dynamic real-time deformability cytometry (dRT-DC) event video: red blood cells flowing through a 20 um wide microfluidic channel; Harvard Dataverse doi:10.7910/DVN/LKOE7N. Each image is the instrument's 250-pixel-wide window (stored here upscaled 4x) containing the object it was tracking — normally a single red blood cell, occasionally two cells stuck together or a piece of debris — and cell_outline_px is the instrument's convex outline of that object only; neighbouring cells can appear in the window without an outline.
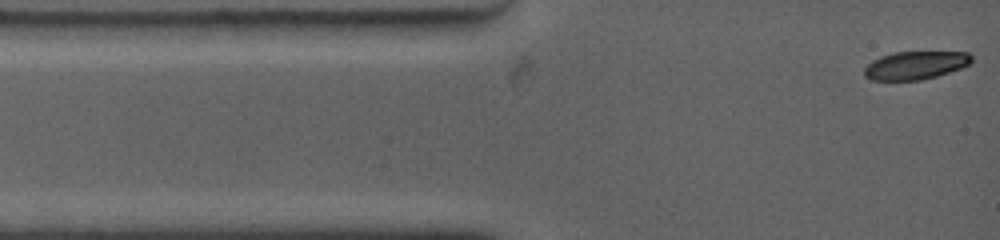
{"species": "common noctule bat (a hibernating species)", "species_latin": "Nyctalus noctula", "temperature_condition": "warm", "stored_images_in_passage": 68, "camera_frame_rate_fps": 4500, "um_per_image_px": 0.085, "animal": {"sex": "female", "body_mass_g": 19.0, "forearm_length_mm": 53.3}, "frame": {"image": 1, "passage_image": 1, "time_ms": 0.0, "image_size_px": [1000, 240], "cell_outline_px": [[972, 60], [968, 64], [960, 68], [936, 76], [920, 80], [872, 80], [864, 76], [864, 68], [872, 60], [880, 56], [896, 52], [968, 52], [972, 56]], "centroid_in_image_um": [77.78, 5.55], "position_along_channel_um": 7.2, "area_um2": 17.46}}
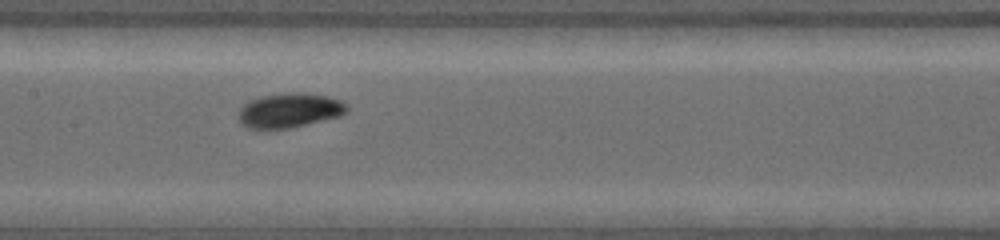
{"frame": {"image": 2, "passage_image": 27, "time_ms": 5.778, "image_size_px": [1000, 240], "cell_outline_px": [[348, 108], [340, 116], [288, 128], [248, 128], [240, 120], [240, 108], [244, 104], [252, 100], [264, 96], [296, 92], [328, 96], [340, 100]], "centroid_in_image_um": [24.62, 9.38], "position_along_channel_um": 182.8, "area_um2": 21.04}}
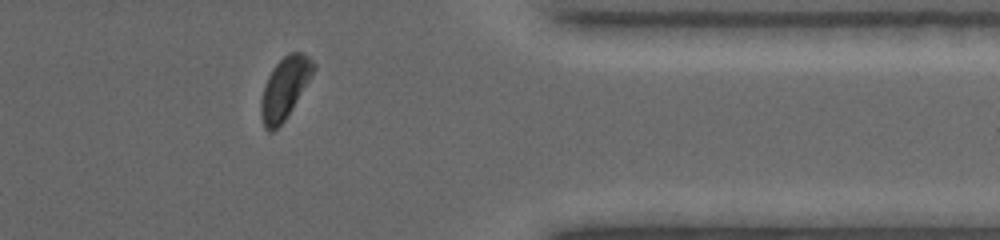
{"frame": {"image": 3, "passage_image": 58, "time_ms": 11.556, "image_size_px": [1000, 240], "cell_outline_px": [[316, 68], [284, 120], [272, 132], [268, 132], [264, 128], [260, 112], [260, 100], [268, 76], [272, 68], [288, 52], [300, 52], [308, 56], [316, 64]], "centroid_in_image_um": [24.18, 7.47], "position_along_channel_um": 387.2, "area_um2": 18.5}, "authors_computed_cell_mechanics": {"area_um2": 19.941, "velocity_mm_per_s": 3.8183, "shape_relaxation_time_tau1_ms": 4.4457, "shape_relaxation_time_tau2_ms": null, "deformation_change_tau1": 0.1573, "deformation_change_tau2": null}}